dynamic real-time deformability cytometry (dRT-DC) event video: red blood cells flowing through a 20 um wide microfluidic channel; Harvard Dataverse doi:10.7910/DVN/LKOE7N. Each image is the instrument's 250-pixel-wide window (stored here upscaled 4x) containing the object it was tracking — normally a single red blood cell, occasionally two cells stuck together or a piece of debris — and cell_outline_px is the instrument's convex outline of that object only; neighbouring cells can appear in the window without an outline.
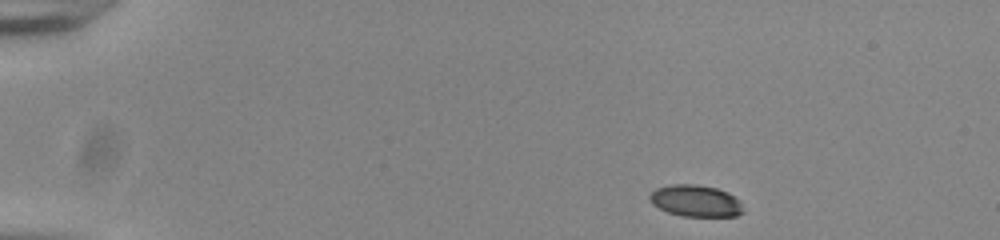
{"species": "common noctule bat (a hibernating species)", "species_latin": "Nyctalus noctula", "temperature_condition": "room temperature", "stored_images_in_passage": 47, "camera_frame_rate_fps": 3000, "um_per_image_px": 0.085, "animal": {"sex": "male", "body_mass_g": 20.0, "forearm_length_mm": 53.3}, "frame": {"image": 1, "passage_image": 1, "time_ms": 0.0, "image_size_px": [1000, 240], "cell_outline_px": [[744, 212], [736, 216], [680, 216], [668, 212], [652, 204], [648, 200], [648, 196], [656, 188], [672, 184], [696, 184], [716, 188], [728, 192], [740, 200]], "centroid_in_image_um": [59.13, 17.07], "position_along_channel_um": 25.9, "area_um2": 17.4}}
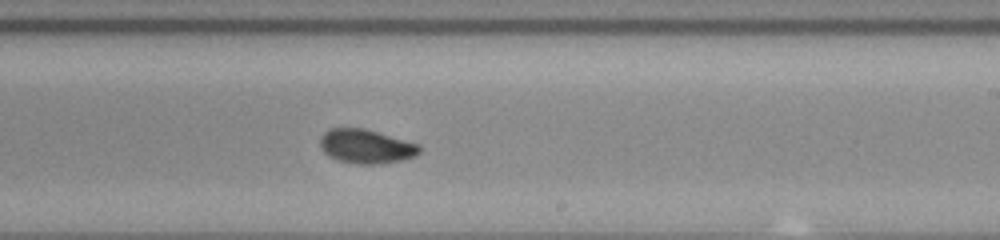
{"frame": {"image": 2, "passage_image": 27, "time_ms": 8.667, "image_size_px": [1000, 240], "cell_outline_px": [[420, 152], [416, 156], [404, 160], [376, 164], [356, 164], [340, 160], [324, 152], [320, 144], [320, 136], [328, 128], [364, 128], [416, 144], [420, 148]], "centroid_in_image_um": [31.1, 12.44], "position_along_channel_um": 257.9, "area_um2": 19.42}}
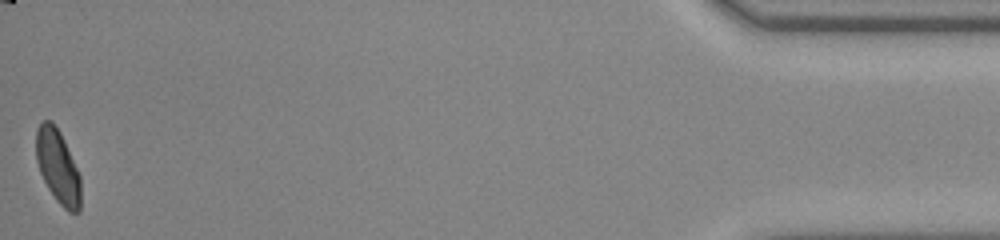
{"frame": {"image": 3, "passage_image": 47, "time_ms": 15.333, "image_size_px": [1000, 240], "cell_outline_px": [[80, 212], [68, 212], [56, 200], [48, 188], [40, 172], [36, 160], [36, 132], [40, 124], [44, 120], [52, 120], [60, 132], [80, 176]], "centroid_in_image_um": [4.91, 14.17], "position_along_channel_um": 430.3, "area_um2": 18.96}, "authors_computed_cell_mechanics": {"area_um2": 19.4208, "velocity_mm_per_s": 3.8271, "shape_relaxation_time_tau1_ms": 3.2308, "shape_relaxation_time_tau2_ms": 1.498, "deformation_change_tau1": 0.1264, "deformation_change_tau2": 0.0487}}